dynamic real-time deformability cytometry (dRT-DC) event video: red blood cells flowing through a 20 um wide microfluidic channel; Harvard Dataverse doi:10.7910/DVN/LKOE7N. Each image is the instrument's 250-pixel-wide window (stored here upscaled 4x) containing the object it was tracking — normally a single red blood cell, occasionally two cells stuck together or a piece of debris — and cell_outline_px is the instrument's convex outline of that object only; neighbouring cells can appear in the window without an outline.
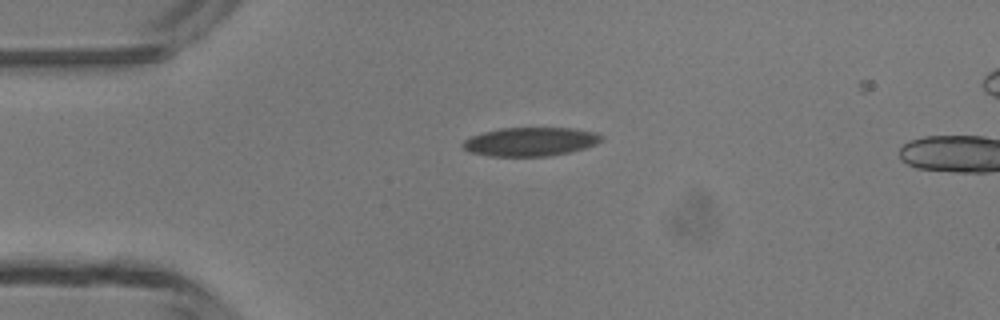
{"species": "common noctule bat (a hibernating species)", "species_latin": "Nyctalus noctula", "temperature_condition": "room temperature", "stored_images_in_passage": 5, "camera_frame_rate_fps": 3000, "um_per_image_px": 0.085, "animal": {"sex": "male", "body_mass_g": 13.3}, "frame": {"image": 1, "passage_image": 5, "time_ms": 5.667, "image_size_px": [1000, 320], "cell_outline_px": [[604, 136], [596, 144], [584, 148], [568, 152], [548, 156], [488, 156], [468, 152], [460, 144], [464, 140], [472, 136], [484, 132], [500, 128], [572, 128], [596, 132]], "centroid_in_image_um": [45.06, 12.04], "position_along_channel_um": 39.9, "area_um2": 23.18}}